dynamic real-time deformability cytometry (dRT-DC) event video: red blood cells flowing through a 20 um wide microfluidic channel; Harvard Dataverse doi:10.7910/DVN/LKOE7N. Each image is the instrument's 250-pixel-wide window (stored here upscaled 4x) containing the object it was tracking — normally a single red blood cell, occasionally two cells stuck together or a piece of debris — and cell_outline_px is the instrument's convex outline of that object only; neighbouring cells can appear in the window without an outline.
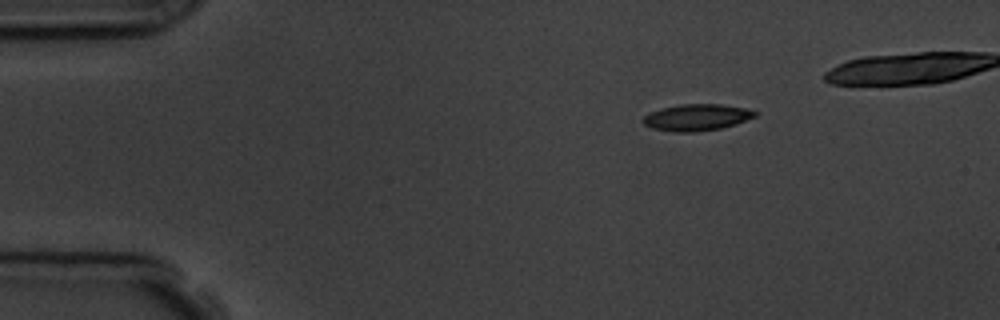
{"species": "common noctule bat (a hibernating species)", "species_latin": "Nyctalus noctula", "temperature_condition": "room temperature", "stored_images_in_passage": 4, "camera_frame_rate_fps": 3000, "um_per_image_px": 0.085, "animal": {"sex": "male", "body_mass_g": 19.5, "forearm_length_mm": 54.6}, "frame": {"image": 1, "passage_image": 1, "time_ms": 0.0, "image_size_px": [1000, 320], "cell_outline_px": [[756, 116], [736, 124], [720, 128], [696, 132], [676, 132], [652, 128], [644, 124], [644, 116], [660, 108], [680, 104], [720, 104], [744, 108], [756, 112]], "centroid_in_image_um": [59.21, 9.98], "position_along_channel_um": 25.8, "area_um2": 17.11}}